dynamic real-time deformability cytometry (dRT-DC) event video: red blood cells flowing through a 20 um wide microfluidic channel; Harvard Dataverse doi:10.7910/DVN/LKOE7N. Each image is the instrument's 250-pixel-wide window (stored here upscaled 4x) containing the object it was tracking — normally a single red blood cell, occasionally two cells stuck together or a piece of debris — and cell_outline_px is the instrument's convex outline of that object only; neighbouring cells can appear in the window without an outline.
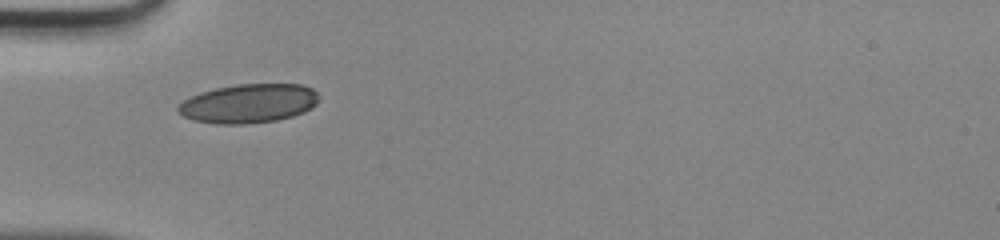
{"species": "human", "species_latin": "Homo sapiens", "temperature_condition": "room temperature", "stored_images_in_passage": 33, "camera_frame_rate_fps": 3000, "um_per_image_px": 0.085, "donor": {"sex": "male"}, "frame": {"image": 1, "passage_image": 1, "time_ms": 0.0, "image_size_px": [1000, 240], "cell_outline_px": [[320, 100], [312, 108], [304, 112], [292, 116], [276, 120], [244, 124], [216, 124], [192, 120], [176, 112], [176, 108], [184, 100], [200, 92], [216, 88], [236, 84], [300, 84], [312, 88], [320, 96]], "centroid_in_image_um": [21.14, 8.79], "position_along_channel_um": 63.9, "area_um2": 32.19}}
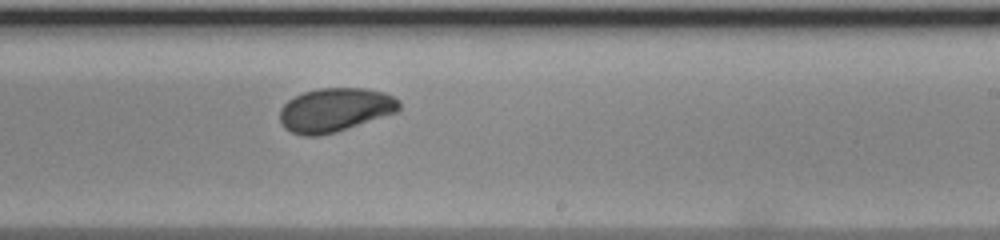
{"frame": {"image": 2, "passage_image": 15, "time_ms": 4.667, "image_size_px": [1000, 240], "cell_outline_px": [[400, 108], [396, 112], [336, 132], [320, 136], [304, 136], [292, 132], [284, 128], [280, 120], [280, 108], [288, 100], [304, 92], [320, 88], [364, 88], [384, 92], [400, 100]], "centroid_in_image_um": [28.46, 9.34], "position_along_channel_um": 260.5, "area_um2": 30.4}}
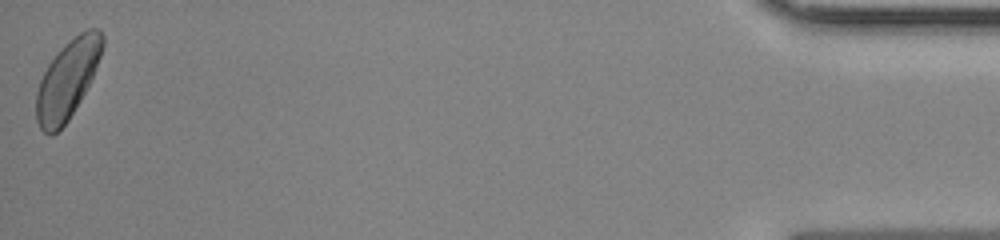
{"frame": {"image": 3, "passage_image": 33, "time_ms": 10.667, "image_size_px": [1000, 240], "cell_outline_px": [[104, 44], [100, 56], [92, 76], [80, 100], [68, 120], [52, 136], [48, 136], [40, 128], [36, 120], [36, 92], [40, 80], [48, 64], [64, 44], [80, 32], [88, 28], [100, 28], [104, 36]], "centroid_in_image_um": [5.72, 6.75], "position_along_channel_um": 429.5, "area_um2": 30.0}}